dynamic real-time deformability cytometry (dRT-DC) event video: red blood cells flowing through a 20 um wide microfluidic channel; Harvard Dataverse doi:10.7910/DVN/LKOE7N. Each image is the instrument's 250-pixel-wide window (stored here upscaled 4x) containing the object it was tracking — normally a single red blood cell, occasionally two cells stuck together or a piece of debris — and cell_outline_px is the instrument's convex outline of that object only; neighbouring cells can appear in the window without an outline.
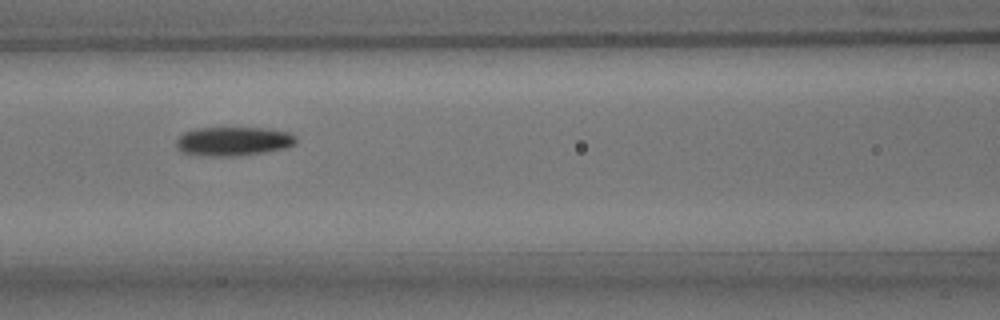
{"species": "common noctule bat (a hibernating species)", "species_latin": "Nyctalus noctula", "temperature_condition": "room temperature", "stored_images_in_passage": 7, "camera_frame_rate_fps": 3000, "um_per_image_px": 0.085, "animal": {"sex": "male", "body_mass_g": 15.6}, "frame": {"image": 1, "passage_image": 7, "time_ms": 7.0, "image_size_px": [1000, 320], "cell_outline_px": [[296, 144], [288, 148], [240, 156], [204, 156], [180, 152], [176, 148], [176, 140], [184, 132], [196, 128], [268, 128], [288, 132], [296, 136]], "centroid_in_image_um": [19.84, 12.02], "position_along_channel_um": 146.8, "area_um2": 20.52}}